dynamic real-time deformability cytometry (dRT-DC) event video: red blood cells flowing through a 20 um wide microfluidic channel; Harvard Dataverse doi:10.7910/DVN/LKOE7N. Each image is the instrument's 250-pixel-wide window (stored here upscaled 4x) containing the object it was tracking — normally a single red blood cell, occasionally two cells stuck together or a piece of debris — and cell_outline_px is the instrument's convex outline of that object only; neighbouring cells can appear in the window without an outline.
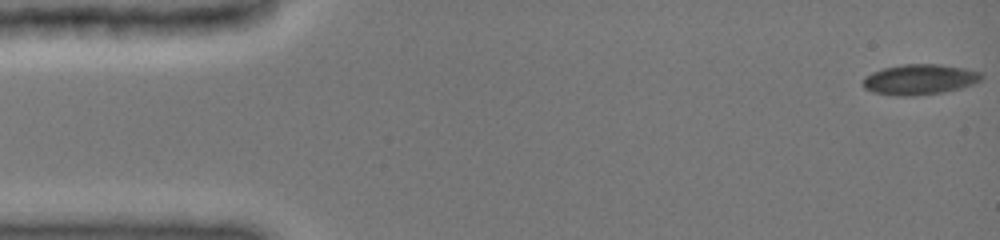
{"species": "common noctule bat (a hibernating species)", "species_latin": "Nyctalus noctula", "temperature_condition": "cold", "stored_images_in_passage": 5, "camera_frame_rate_fps": 3000, "um_per_image_px": 0.085, "animal": {"sex": "female", "body_mass_g": 19.0, "forearm_length_mm": 51.5}, "frame": {"image": 1, "passage_image": 1, "time_ms": 0.0, "image_size_px": [1000, 240], "cell_outline_px": [[984, 76], [980, 80], [972, 84], [960, 88], [940, 92], [912, 96], [900, 96], [872, 92], [864, 88], [860, 80], [864, 76], [872, 72], [884, 68], [904, 64], [940, 64], [964, 68], [980, 72]], "centroid_in_image_um": [78.12, 6.75], "position_along_channel_um": 6.9, "area_um2": 20.98}}
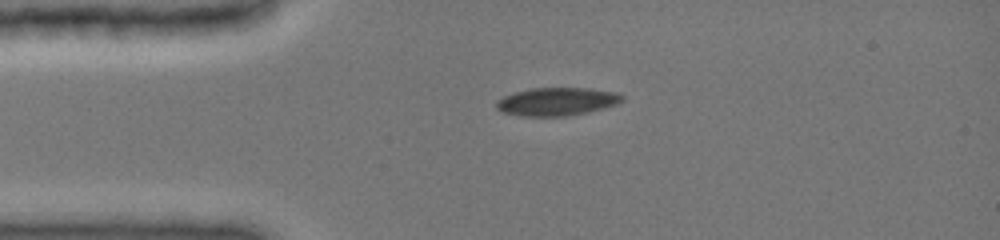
{"frame": {"image": 2, "passage_image": 4, "time_ms": 3.333, "image_size_px": [1000, 240], "cell_outline_px": [[624, 100], [620, 104], [588, 112], [568, 116], [520, 116], [500, 112], [496, 108], [496, 100], [504, 96], [516, 92], [532, 88], [588, 88], [616, 92], [624, 96]], "centroid_in_image_um": [47.35, 8.64], "position_along_channel_um": 37.6, "area_um2": 20.81}}